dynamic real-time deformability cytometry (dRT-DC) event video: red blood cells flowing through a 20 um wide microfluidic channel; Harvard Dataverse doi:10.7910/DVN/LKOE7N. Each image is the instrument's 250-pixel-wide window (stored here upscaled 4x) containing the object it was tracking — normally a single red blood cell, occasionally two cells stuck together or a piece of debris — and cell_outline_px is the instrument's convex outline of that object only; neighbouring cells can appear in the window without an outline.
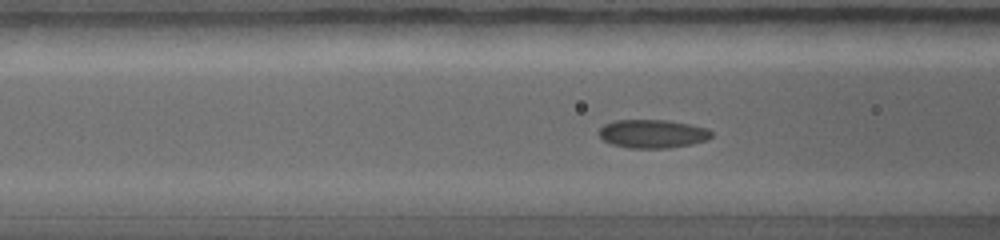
{"species": "common noctule bat (a hibernating species)", "species_latin": "Nyctalus noctula", "temperature_condition": "warm", "stored_images_in_passage": 41, "camera_frame_rate_fps": 5000, "um_per_image_px": 0.085, "animal": {"sex": "female", "body_mass_g": 19.0, "forearm_length_mm": 56.7}, "frame": {"image": 1, "passage_image": 5, "time_ms": 1.0, "image_size_px": [1000, 240], "cell_outline_px": [[712, 136], [704, 140], [692, 144], [668, 148], [628, 148], [612, 144], [604, 140], [596, 132], [604, 124], [616, 120], [668, 120], [708, 128], [712, 132]], "centroid_in_image_um": [55.44, 11.37], "position_along_channel_um": 111.2, "area_um2": 18.67}}
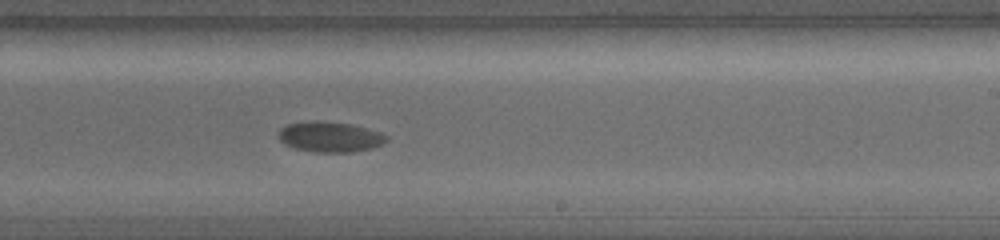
{"frame": {"image": 2, "passage_image": 18, "time_ms": 3.6, "image_size_px": [1000, 240], "cell_outline_px": [[388, 140], [384, 144], [372, 148], [352, 152], [316, 152], [296, 148], [284, 144], [276, 136], [276, 132], [280, 128], [288, 124], [348, 124], [380, 132], [388, 136]], "centroid_in_image_um": [28.07, 11.69], "position_along_channel_um": 260.9, "area_um2": 18.26}}
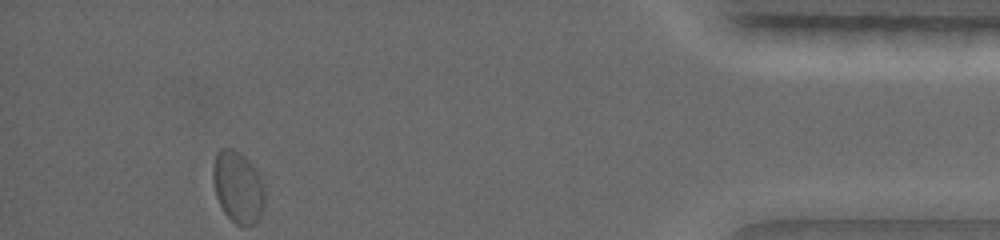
{"frame": {"image": 3, "passage_image": 41, "time_ms": 7.4, "image_size_px": [1000, 240], "cell_outline_px": [[264, 204], [260, 216], [252, 224], [236, 224], [224, 212], [216, 196], [212, 180], [212, 164], [216, 152], [220, 148], [232, 148], [240, 152], [252, 164], [260, 176], [264, 184]], "centroid_in_image_um": [20.2, 15.84], "position_along_channel_um": 415.0, "area_um2": 21.68}}